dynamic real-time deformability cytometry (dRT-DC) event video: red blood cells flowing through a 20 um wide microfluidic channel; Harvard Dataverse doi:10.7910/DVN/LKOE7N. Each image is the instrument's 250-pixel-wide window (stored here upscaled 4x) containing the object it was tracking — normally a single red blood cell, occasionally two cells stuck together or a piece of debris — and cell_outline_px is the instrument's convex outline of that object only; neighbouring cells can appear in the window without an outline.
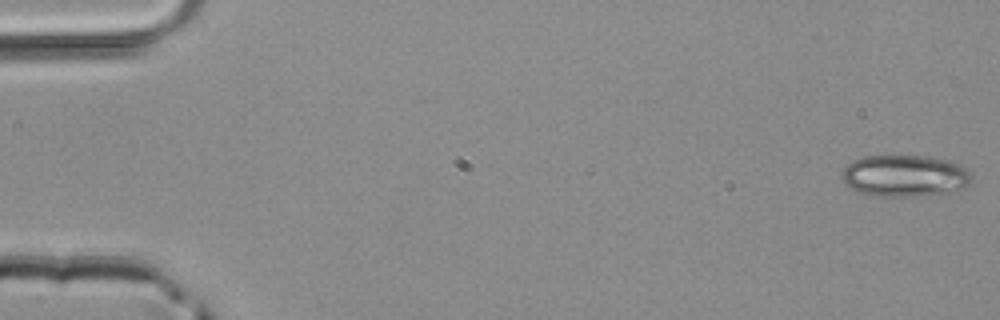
{"species": "common noctule bat (a hibernating species)", "species_latin": "Nyctalus noctula", "temperature_condition": "room temperature", "stored_images_in_passage": 48, "camera_frame_rate_fps": 3000, "um_per_image_px": 0.085, "animal": {"sex": "male", "body_mass_g": 20.4}, "frame": {"image": 1, "passage_image": 1, "time_ms": 0.0, "image_size_px": [1000, 320], "cell_outline_px": [[972, 180], [964, 188], [956, 192], [920, 196], [876, 196], [860, 192], [844, 184], [840, 176], [840, 172], [852, 160], [864, 156], [924, 156], [948, 160], [960, 164], [972, 176]], "centroid_in_image_um": [76.9, 14.95], "position_along_channel_um": 8.1, "area_um2": 31.85}}
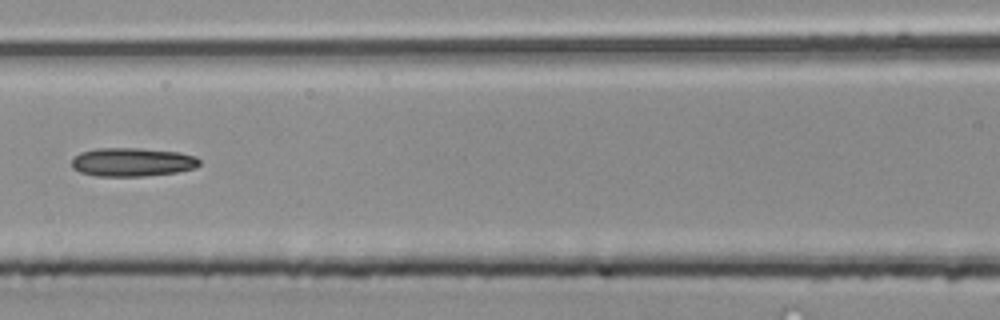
{"frame": {"image": 2, "passage_image": 22, "time_ms": 7.0, "image_size_px": [1000, 320], "cell_outline_px": [[200, 164], [196, 168], [176, 172], [144, 176], [96, 176], [80, 172], [72, 168], [72, 160], [80, 152], [96, 148], [140, 148], [180, 152], [196, 156], [200, 160]], "centroid_in_image_um": [11.26, 13.77], "position_along_channel_um": 155.3, "area_um2": 21.44}}
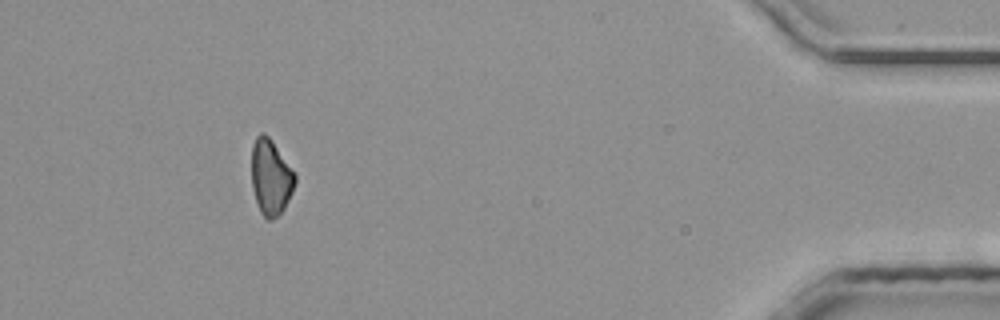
{"frame": {"image": 3, "passage_image": 44, "time_ms": 14.333, "image_size_px": [1000, 320], "cell_outline_px": [[296, 184], [284, 208], [272, 220], [268, 220], [260, 212], [252, 188], [252, 144], [256, 136], [260, 132], [264, 132], [272, 140], [296, 176]], "centroid_in_image_um": [23.0, 15.04], "position_along_channel_um": 412.2, "area_um2": 18.96}}